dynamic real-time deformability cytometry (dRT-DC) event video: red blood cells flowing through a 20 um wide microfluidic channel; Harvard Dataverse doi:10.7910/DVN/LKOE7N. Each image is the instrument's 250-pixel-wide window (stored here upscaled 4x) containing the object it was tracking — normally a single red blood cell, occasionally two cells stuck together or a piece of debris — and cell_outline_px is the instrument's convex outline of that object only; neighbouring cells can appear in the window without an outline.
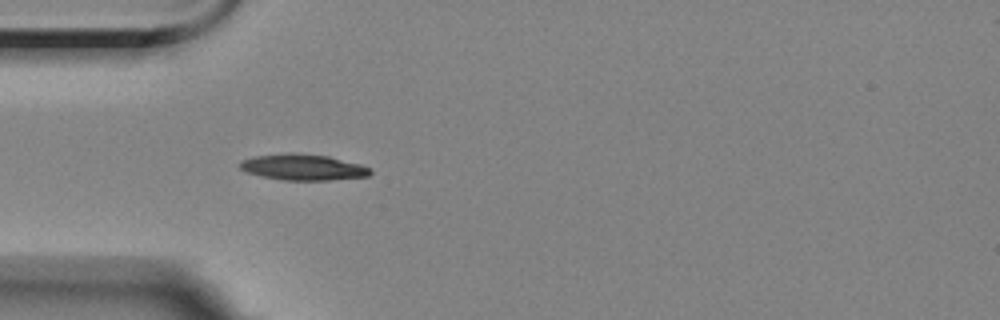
{"species": "Egyptian fruit bat (a non-hibernating species)", "species_latin": "Rousettus aegyptiacus", "temperature_condition": "room temperature", "stored_images_in_passage": 4, "camera_frame_rate_fps": 3000, "um_per_image_px": 0.085, "animal": {"sex": "female"}, "frame": {"image": 1, "passage_image": 4, "time_ms": 4.333, "image_size_px": [1000, 320], "cell_outline_px": [[372, 172], [368, 176], [328, 180], [284, 180], [264, 176], [248, 172], [240, 168], [240, 160], [252, 156], [288, 152], [296, 152], [328, 156], [360, 164], [368, 168]], "centroid_in_image_um": [25.73, 14.19], "position_along_channel_um": 59.3, "area_um2": 19.71}}